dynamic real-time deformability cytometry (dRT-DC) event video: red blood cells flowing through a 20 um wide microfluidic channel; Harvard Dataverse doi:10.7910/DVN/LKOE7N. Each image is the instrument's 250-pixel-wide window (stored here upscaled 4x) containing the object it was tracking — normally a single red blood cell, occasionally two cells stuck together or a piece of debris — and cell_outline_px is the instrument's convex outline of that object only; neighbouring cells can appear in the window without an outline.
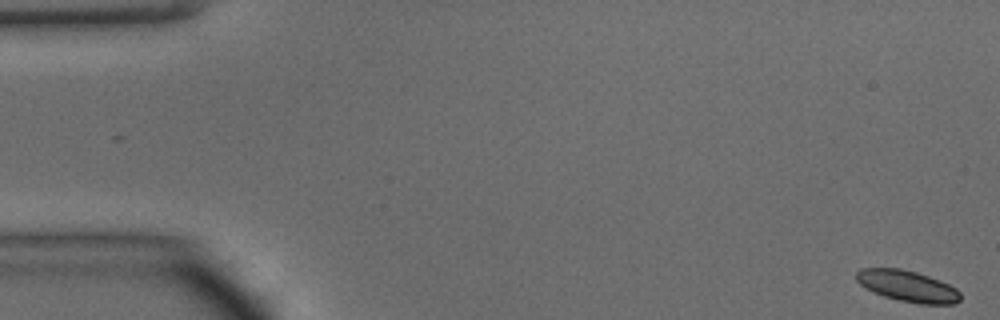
{"species": "common noctule bat (a hibernating species)", "species_latin": "Nyctalus noctula", "temperature_condition": "warm", "stored_images_in_passage": 50, "camera_frame_rate_fps": 3000, "um_per_image_px": 0.085, "animal": {"sex": "male", "body_mass_g": 15.6}, "frame": {"image": 1, "passage_image": 1, "time_ms": 0.0, "image_size_px": [1000, 320], "cell_outline_px": [[960, 300], [956, 304], [920, 304], [900, 300], [884, 296], [872, 292], [860, 284], [856, 280], [856, 272], [860, 268], [900, 268], [916, 272], [940, 280], [956, 288], [960, 292]], "centroid_in_image_um": [77.14, 24.31], "position_along_channel_um": 7.9, "area_um2": 18.96}}
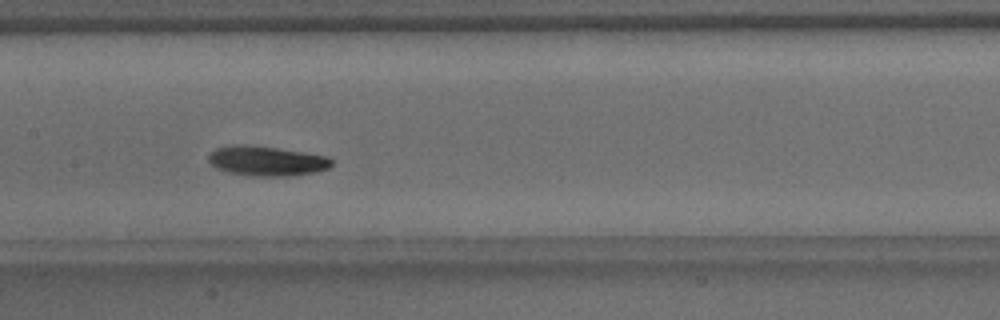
{"frame": {"image": 2, "passage_image": 24, "time_ms": 7.667, "image_size_px": [1000, 320], "cell_outline_px": [[332, 164], [328, 168], [316, 172], [284, 176], [252, 176], [232, 172], [216, 168], [208, 160], [208, 156], [216, 148], [232, 144], [244, 144], [276, 148], [328, 156], [332, 160]], "centroid_in_image_um": [22.66, 13.67], "position_along_channel_um": 184.7, "area_um2": 21.15}}
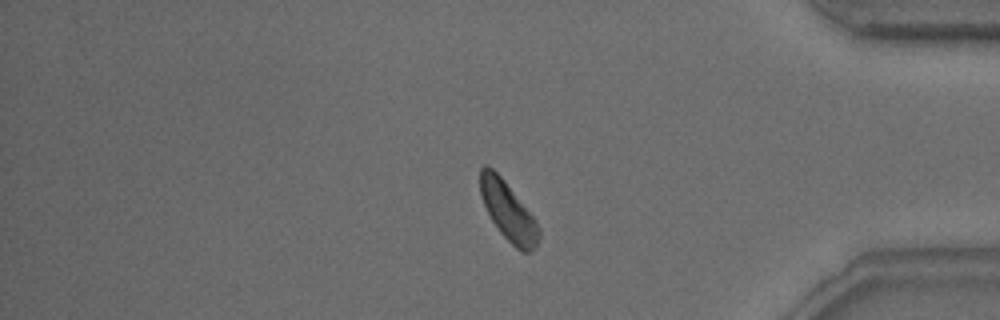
{"frame": {"image": 3, "passage_image": 41, "time_ms": 13.333, "image_size_px": [1000, 320], "cell_outline_px": [[540, 236], [532, 252], [524, 252], [516, 248], [500, 232], [492, 220], [480, 196], [480, 168], [484, 164], [488, 164], [504, 180], [536, 220], [540, 228]], "centroid_in_image_um": [43.19, 17.94], "position_along_channel_um": 392.0, "area_um2": 19.83}, "authors_computed_cell_mechanics": {"area_um2": 20.1722, "velocity_mm_per_s": 4.1262, "shape_relaxation_time_tau1_ms": 1.6703, "shape_relaxation_time_tau2_ms": 4.7497, "deformation_change_tau1": 0.0936, "deformation_change_tau2": 0.1082}}